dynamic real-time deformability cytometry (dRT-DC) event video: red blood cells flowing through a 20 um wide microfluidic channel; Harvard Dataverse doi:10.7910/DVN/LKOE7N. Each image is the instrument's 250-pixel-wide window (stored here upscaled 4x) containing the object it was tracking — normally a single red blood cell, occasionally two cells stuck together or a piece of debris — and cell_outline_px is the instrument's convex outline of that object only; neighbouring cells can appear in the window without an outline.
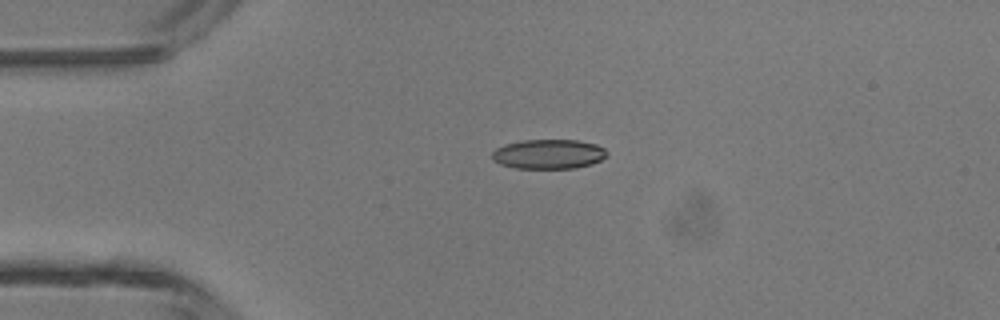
{"species": "common noctule bat (a hibernating species)", "species_latin": "Nyctalus noctula", "temperature_condition": "room temperature", "stored_images_in_passage": 33, "camera_frame_rate_fps": 3000, "um_per_image_px": 0.085, "animal": {"sex": "male", "body_mass_g": 13.3}, "frame": {"image": 1, "passage_image": 2, "time_ms": 0.333, "image_size_px": [1000, 320], "cell_outline_px": [[608, 156], [592, 164], [576, 168], [516, 168], [500, 164], [492, 160], [492, 152], [496, 148], [504, 144], [524, 140], [576, 140], [596, 144], [604, 148], [608, 152]], "centroid_in_image_um": [46.64, 13.1], "position_along_channel_um": 38.4, "area_um2": 19.88}}
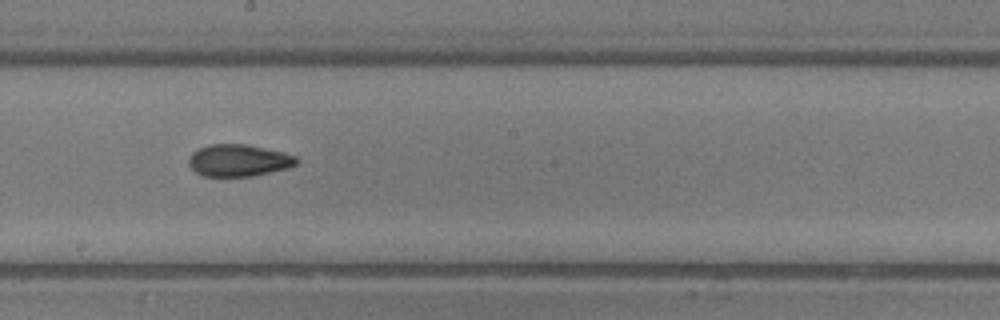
{"frame": {"image": 2, "passage_image": 17, "time_ms": 5.333, "image_size_px": [1000, 320], "cell_outline_px": [[300, 160], [296, 164], [288, 168], [252, 176], [204, 176], [196, 172], [188, 164], [188, 156], [192, 152], [200, 148], [212, 144], [244, 144], [284, 152], [296, 156]], "centroid_in_image_um": [20.29, 13.63], "position_along_channel_um": 227.9, "area_um2": 20.06}}
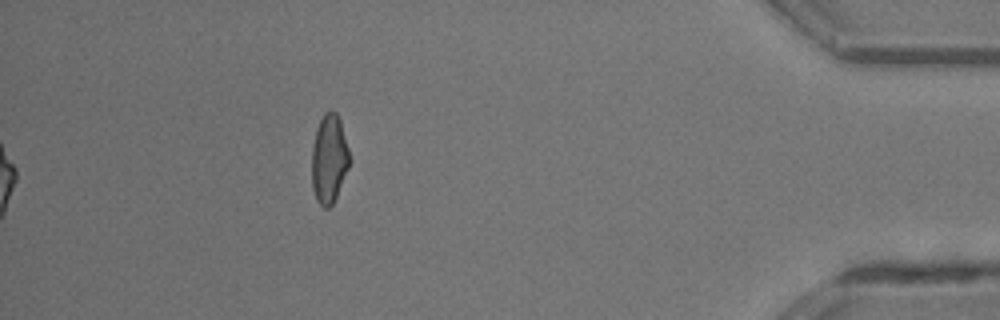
{"frame": {"image": 3, "passage_image": 33, "time_ms": 10.667, "image_size_px": [1000, 320], "cell_outline_px": [[348, 168], [336, 196], [332, 204], [328, 208], [324, 208], [316, 200], [312, 188], [312, 148], [316, 128], [324, 112], [336, 112], [340, 120], [348, 148]], "centroid_in_image_um": [27.94, 13.51], "position_along_channel_um": 407.3, "area_um2": 19.19}, "authors_computed_cell_mechanics": {"area_um2": 20.0566, "velocity_mm_per_s": 4.3989, "shape_relaxation_time_tau1_ms": 10.0992, "shape_relaxation_time_tau2_ms": 2.154, "deformation_change_tau1": 0.236, "deformation_change_tau2": 0.0852}}